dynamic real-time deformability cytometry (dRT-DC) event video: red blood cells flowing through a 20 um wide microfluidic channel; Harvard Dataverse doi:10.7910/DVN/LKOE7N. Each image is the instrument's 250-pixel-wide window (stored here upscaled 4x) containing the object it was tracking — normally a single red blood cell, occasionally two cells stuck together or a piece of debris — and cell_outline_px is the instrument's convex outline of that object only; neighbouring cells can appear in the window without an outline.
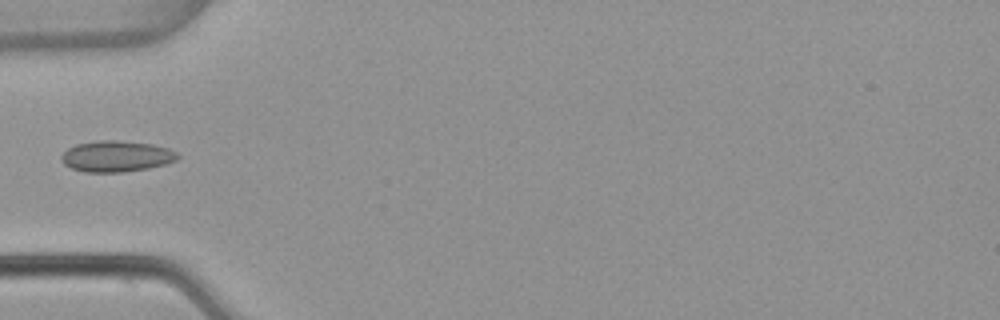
{"species": "common noctule bat (a hibernating species)", "species_latin": "Nyctalus noctula", "temperature_condition": "warm", "stored_images_in_passage": 5, "camera_frame_rate_fps": 3000, "um_per_image_px": 0.085, "animal": {"sex": "female", "body_mass_g": 22.7, "forearm_length_mm": 54.2}, "frame": {"image": 1, "passage_image": 4, "time_ms": 1.0, "image_size_px": [1000, 320], "cell_outline_px": [[180, 156], [176, 160], [164, 164], [148, 168], [124, 172], [84, 172], [72, 168], [64, 164], [60, 160], [60, 156], [68, 148], [76, 144], [96, 140], [120, 140], [152, 144], [168, 148], [176, 152]], "centroid_in_image_um": [9.87, 13.28], "position_along_channel_um": 75.1, "area_um2": 21.15}}
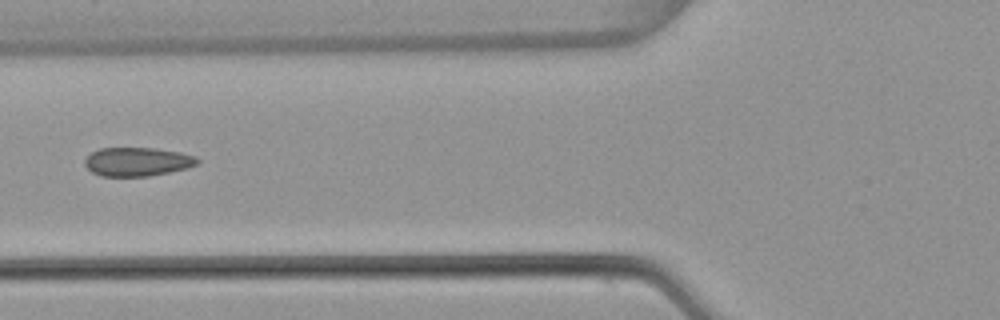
{"frame": {"image": 2, "passage_image": 5, "time_ms": 1.333, "image_size_px": [1000, 320], "cell_outline_px": [[200, 160], [196, 164], [188, 168], [148, 176], [100, 176], [92, 172], [84, 164], [84, 160], [92, 152], [100, 148], [152, 148], [180, 152], [196, 156]], "centroid_in_image_um": [11.67, 13.74], "position_along_channel_um": 114.1, "area_um2": 18.79}}